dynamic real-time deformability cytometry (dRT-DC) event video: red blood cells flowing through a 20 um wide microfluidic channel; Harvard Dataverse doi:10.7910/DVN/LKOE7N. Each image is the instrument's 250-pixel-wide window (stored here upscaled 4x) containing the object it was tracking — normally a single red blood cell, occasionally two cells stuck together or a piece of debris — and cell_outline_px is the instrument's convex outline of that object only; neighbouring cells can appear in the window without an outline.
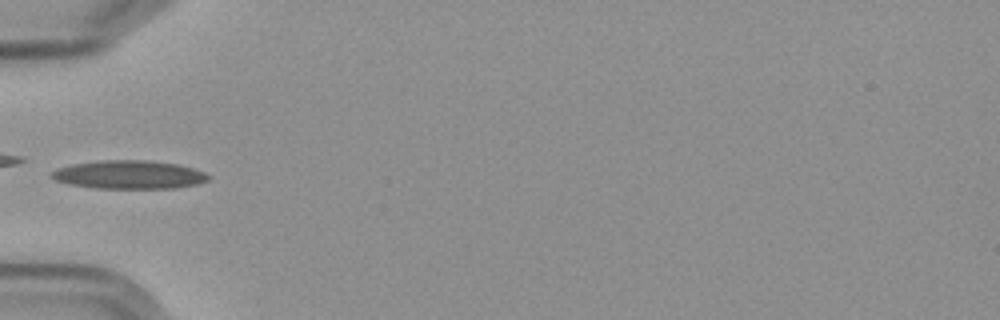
{"species": "Egyptian fruit bat (a non-hibernating species)", "species_latin": "Rousettus aegyptiacus", "temperature_condition": "cold", "stored_images_in_passage": 6, "camera_frame_rate_fps": 3000, "um_per_image_px": 0.085, "frame": {"image": 1, "passage_image": 6, "time_ms": 6.667, "image_size_px": [1000, 320], "cell_outline_px": [[212, 176], [208, 180], [196, 184], [176, 188], [96, 188], [68, 184], [56, 180], [52, 176], [52, 172], [56, 168], [72, 164], [100, 160], [144, 160], [176, 164], [192, 168], [204, 172]], "centroid_in_image_um": [10.97, 14.85], "position_along_channel_um": 74.0, "area_um2": 25.84}}